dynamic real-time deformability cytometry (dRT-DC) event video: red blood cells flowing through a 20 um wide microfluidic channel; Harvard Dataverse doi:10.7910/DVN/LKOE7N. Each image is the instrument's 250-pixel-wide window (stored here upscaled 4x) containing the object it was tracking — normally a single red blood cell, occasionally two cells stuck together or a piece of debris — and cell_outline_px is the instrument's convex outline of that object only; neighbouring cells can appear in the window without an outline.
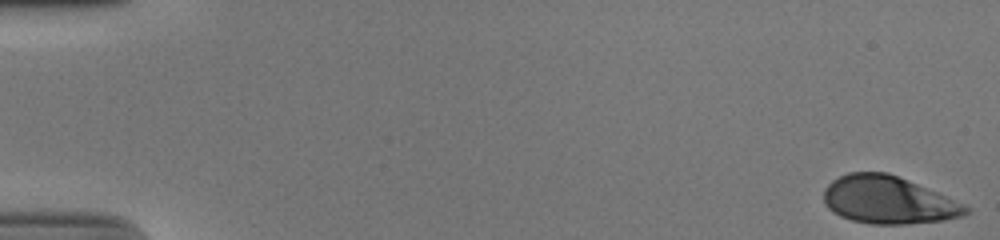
{"species": "human", "species_latin": "Homo sapiens", "temperature_condition": "cold", "stored_images_in_passage": 54, "camera_frame_rate_fps": 3000, "um_per_image_px": 0.085, "donor": {"sex": "male"}, "frame": {"image": 1, "passage_image": 1, "time_ms": 0.0, "image_size_px": [1000, 240], "cell_outline_px": [[968, 212], [964, 216], [940, 220], [904, 224], [872, 224], [852, 220], [840, 216], [832, 212], [824, 204], [824, 188], [832, 180], [848, 172], [888, 172], [936, 192], [968, 208]], "centroid_in_image_um": [75.41, 17.0], "position_along_channel_um": 9.6, "area_um2": 38.84}}
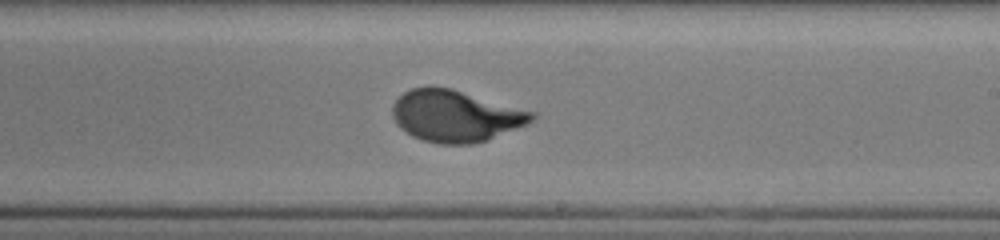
{"frame": {"image": 2, "passage_image": 33, "time_ms": 10.667, "image_size_px": [1000, 240], "cell_outline_px": [[536, 116], [528, 124], [488, 140], [472, 144], [440, 144], [424, 140], [412, 136], [400, 128], [396, 124], [392, 116], [392, 104], [404, 92], [412, 88], [452, 88], [536, 112]], "centroid_in_image_um": [38.74, 9.87], "position_along_channel_um": 250.3, "area_um2": 41.91}}
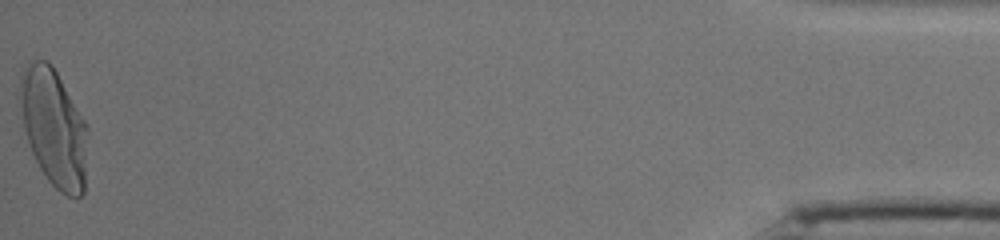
{"frame": {"image": 3, "passage_image": 54, "time_ms": 17.667, "image_size_px": [1000, 240], "cell_outline_px": [[88, 128], [84, 192], [76, 200], [60, 192], [48, 180], [40, 168], [32, 152], [16, 104], [20, 80], [24, 68], [36, 60], [48, 60], [52, 64], [88, 124]], "centroid_in_image_um": [4.57, 10.84], "position_along_channel_um": 430.6, "area_um2": 47.05}, "authors_computed_cell_mechanics": {"area_um2": 41.5004, "velocity_mm_per_s": 3.843, "shape_relaxation_time_tau1_ms": 3.3777, "shape_relaxation_time_tau2_ms": null, "deformation_change_tau1": 0.1898, "deformation_change_tau2": null}}